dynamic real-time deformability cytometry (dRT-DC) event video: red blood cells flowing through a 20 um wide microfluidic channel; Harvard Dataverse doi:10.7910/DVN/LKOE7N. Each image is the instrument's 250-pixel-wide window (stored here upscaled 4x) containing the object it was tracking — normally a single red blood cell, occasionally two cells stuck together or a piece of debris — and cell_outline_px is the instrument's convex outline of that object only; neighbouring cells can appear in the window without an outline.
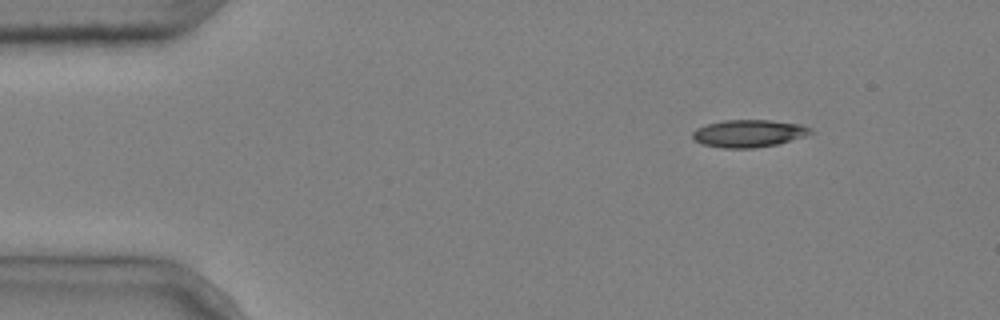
{"species": "common noctule bat (a hibernating species)", "species_latin": "Nyctalus noctula", "temperature_condition": "cold", "stored_images_in_passage": 3, "camera_frame_rate_fps": 3000, "um_per_image_px": 0.085, "animal": {"sex": "male", "body_mass_g": 20.4}, "frame": {"image": 1, "passage_image": 1, "time_ms": 0.0, "image_size_px": [1000, 320], "cell_outline_px": [[816, 132], [808, 136], [776, 144], [752, 148], [724, 148], [704, 144], [696, 140], [692, 136], [692, 132], [696, 128], [708, 124], [724, 120], [768, 120], [800, 124], [812, 128]], "centroid_in_image_um": [63.71, 11.33], "position_along_channel_um": 21.3, "area_um2": 18.84}}
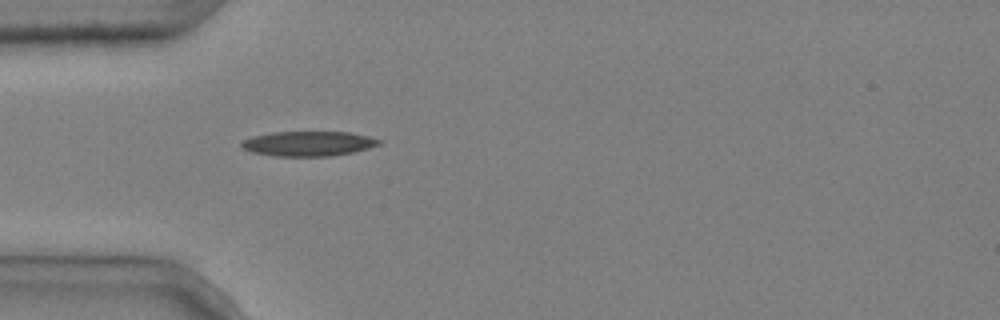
{"frame": {"image": 2, "passage_image": 3, "time_ms": 0.667, "image_size_px": [1000, 320], "cell_outline_px": [[384, 140], [380, 144], [368, 148], [352, 152], [332, 156], [272, 156], [252, 152], [240, 148], [240, 144], [244, 140], [252, 136], [272, 132], [348, 132], [368, 136]], "centroid_in_image_um": [26.19, 12.21], "position_along_channel_um": 58.8, "area_um2": 20.0}}